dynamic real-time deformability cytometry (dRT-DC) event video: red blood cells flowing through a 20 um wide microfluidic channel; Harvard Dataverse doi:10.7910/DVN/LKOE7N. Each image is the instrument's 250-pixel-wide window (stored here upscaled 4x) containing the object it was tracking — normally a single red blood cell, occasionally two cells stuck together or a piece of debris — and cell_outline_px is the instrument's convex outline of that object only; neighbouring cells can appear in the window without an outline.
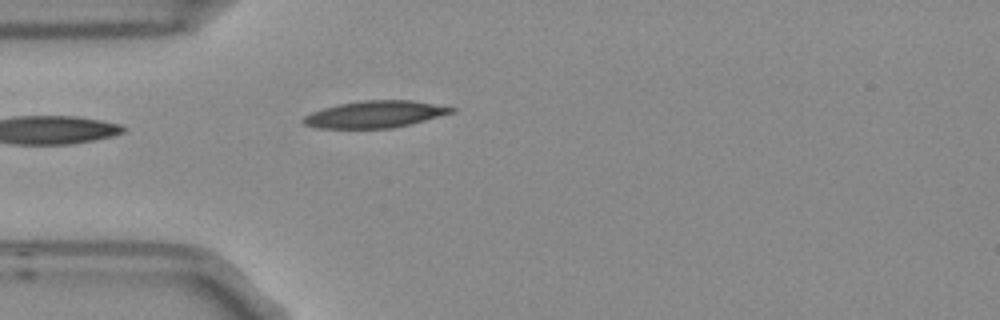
{"species": "Egyptian fruit bat (a non-hibernating species)", "species_latin": "Rousettus aegyptiacus", "temperature_condition": "room temperature", "stored_images_in_passage": 2, "camera_frame_rate_fps": 3000, "um_per_image_px": 0.085, "frame": {"image": 1, "passage_image": 2, "time_ms": 0.333, "image_size_px": [1000, 320], "cell_outline_px": [[456, 112], [412, 124], [392, 128], [316, 128], [304, 124], [300, 120], [304, 116], [312, 112], [336, 104], [360, 100], [412, 100], [456, 108]], "centroid_in_image_um": [31.88, 9.71], "position_along_channel_um": 53.1, "area_um2": 23.41}}